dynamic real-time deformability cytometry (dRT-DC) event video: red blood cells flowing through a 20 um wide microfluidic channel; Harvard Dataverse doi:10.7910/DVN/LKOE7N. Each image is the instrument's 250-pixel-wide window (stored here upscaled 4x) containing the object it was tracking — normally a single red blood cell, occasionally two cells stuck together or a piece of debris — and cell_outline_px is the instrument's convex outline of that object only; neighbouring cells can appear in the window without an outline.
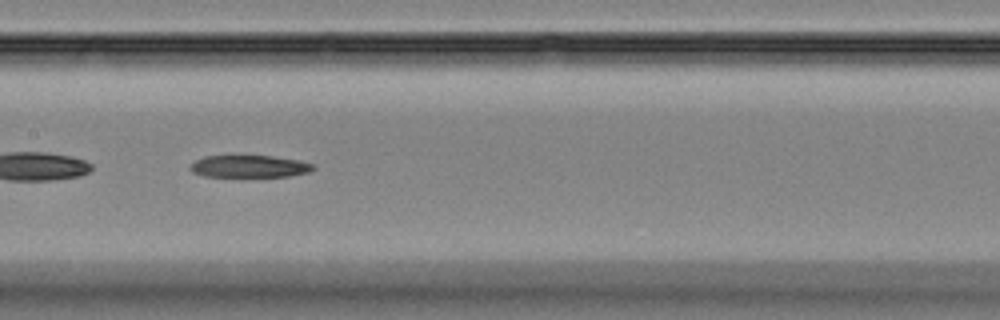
{"species": "Egyptian fruit bat (a non-hibernating species)", "species_latin": "Rousettus aegyptiacus", "temperature_condition": "room temperature", "stored_images_in_passage": 52, "segment_of_instrument_passage": [2, 2], "camera_frame_rate_fps": 3000, "um_per_image_px": 0.085, "animal": {"sex": "female"}, "frame": {"image": 1, "passage_image": 26, "time_ms": 8.333, "image_size_px": [1000, 320], "cell_outline_px": [[316, 168], [308, 172], [288, 176], [204, 176], [192, 172], [188, 168], [196, 160], [204, 156], [272, 156], [300, 160], [316, 164]], "centroid_in_image_um": [21.23, 14.13], "position_along_channel_um": 186.2, "area_um2": 15.84}}
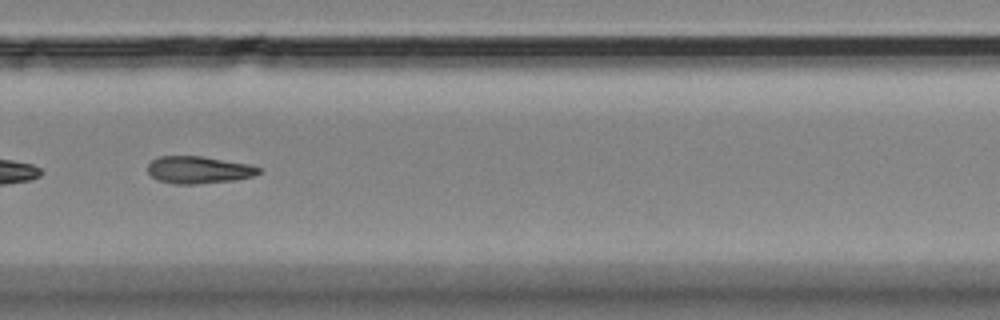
{"frame": {"image": 2, "passage_image": 36, "time_ms": 11.667, "image_size_px": [1000, 320], "cell_outline_px": [[260, 172], [252, 176], [236, 180], [196, 184], [172, 184], [156, 180], [148, 172], [148, 164], [156, 156], [200, 156], [248, 164], [260, 168]], "centroid_in_image_um": [16.83, 14.44], "position_along_channel_um": 313.0, "area_um2": 17.63}}
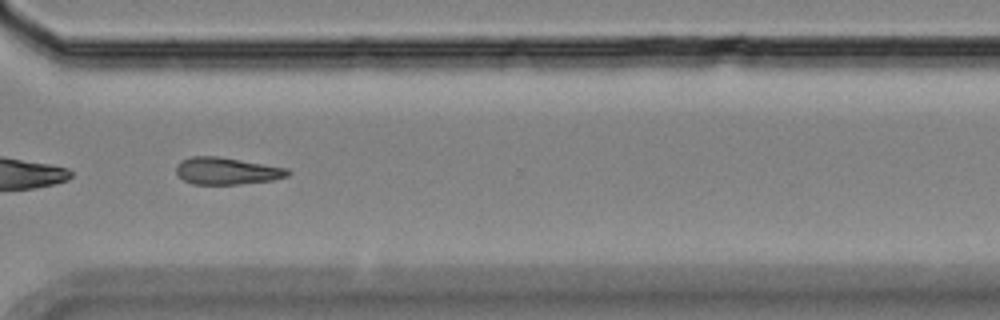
{"frame": {"image": 3, "passage_image": 39, "time_ms": 12.667, "image_size_px": [1000, 320], "cell_outline_px": [[292, 172], [288, 176], [272, 180], [236, 184], [192, 184], [184, 180], [176, 172], [176, 168], [180, 160], [192, 156], [216, 156], [288, 168]], "centroid_in_image_um": [19.28, 14.53], "position_along_channel_um": 351.3, "area_um2": 17.46}}